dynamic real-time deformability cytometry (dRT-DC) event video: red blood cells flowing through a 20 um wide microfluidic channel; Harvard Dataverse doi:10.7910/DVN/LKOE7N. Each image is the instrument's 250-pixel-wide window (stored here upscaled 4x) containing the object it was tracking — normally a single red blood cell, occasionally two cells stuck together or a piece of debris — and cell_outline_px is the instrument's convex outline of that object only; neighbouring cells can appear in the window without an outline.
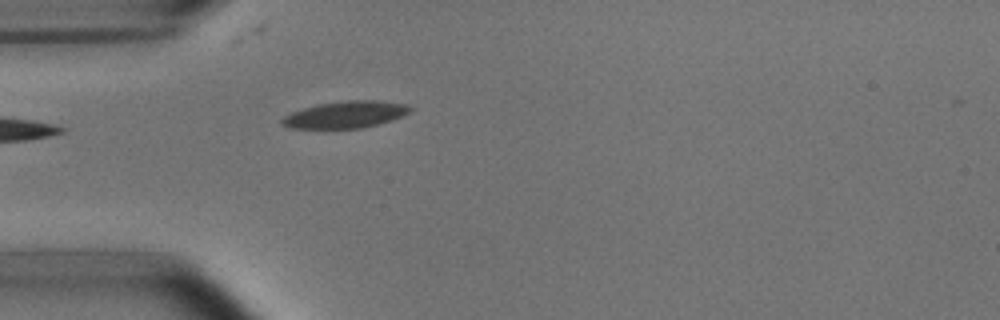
{"species": "common noctule bat (a hibernating species)", "species_latin": "Nyctalus noctula", "temperature_condition": "room temperature", "stored_images_in_passage": 5, "camera_frame_rate_fps": 3000, "um_per_image_px": 0.085, "animal": {"sex": "male", "body_mass_g": 15.6}, "frame": {"image": 1, "passage_image": 5, "time_ms": 4.667, "image_size_px": [1000, 320], "cell_outline_px": [[412, 108], [408, 112], [400, 116], [376, 124], [360, 128], [292, 128], [280, 124], [280, 120], [284, 116], [292, 112], [316, 104], [344, 100], [380, 100], [404, 104]], "centroid_in_image_um": [29.3, 9.73], "position_along_channel_um": 55.7, "area_um2": 19.77}}